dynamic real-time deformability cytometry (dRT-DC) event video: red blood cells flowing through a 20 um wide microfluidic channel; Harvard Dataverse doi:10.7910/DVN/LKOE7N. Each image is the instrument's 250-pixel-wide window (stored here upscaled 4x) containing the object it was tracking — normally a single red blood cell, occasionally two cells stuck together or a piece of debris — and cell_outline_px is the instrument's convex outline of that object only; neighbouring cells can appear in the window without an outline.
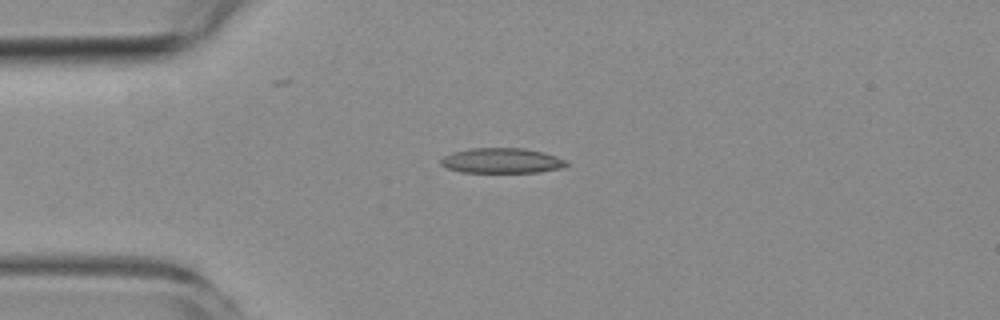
{"species": "common noctule bat (a hibernating species)", "species_latin": "Nyctalus noctula", "temperature_condition": "room temperature", "stored_images_in_passage": 5, "camera_frame_rate_fps": 3000, "um_per_image_px": 0.085, "animal": {"sex": "female", "body_mass_g": 19.3, "forearm_length_mm": 54.1}, "frame": {"image": 1, "passage_image": 3, "time_ms": 2.333, "image_size_px": [1000, 320], "cell_outline_px": [[568, 164], [564, 168], [540, 172], [460, 172], [448, 168], [440, 164], [440, 160], [444, 156], [452, 152], [472, 148], [524, 148], [544, 152], [556, 156], [564, 160]], "centroid_in_image_um": [42.66, 13.65], "position_along_channel_um": 42.3, "area_um2": 18.44}}
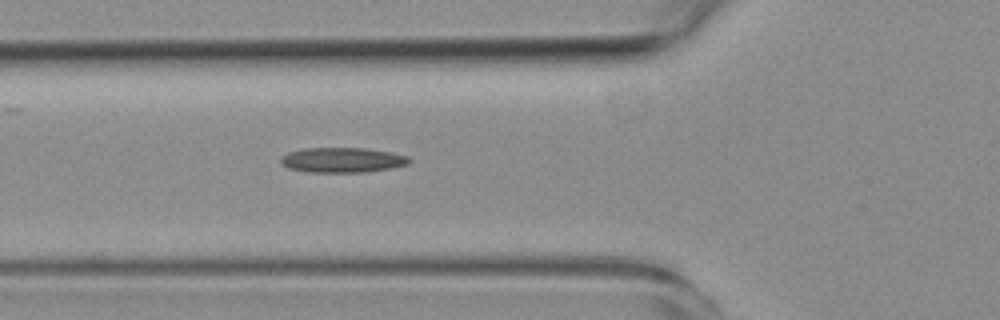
{"frame": {"image": 2, "passage_image": 5, "time_ms": 4.333, "image_size_px": [1000, 320], "cell_outline_px": [[412, 160], [408, 164], [392, 168], [364, 172], [308, 172], [288, 168], [280, 164], [280, 156], [288, 152], [304, 148], [364, 148], [392, 152], [408, 156]], "centroid_in_image_um": [29.08, 13.6], "position_along_channel_um": 96.7, "area_um2": 18.9}}